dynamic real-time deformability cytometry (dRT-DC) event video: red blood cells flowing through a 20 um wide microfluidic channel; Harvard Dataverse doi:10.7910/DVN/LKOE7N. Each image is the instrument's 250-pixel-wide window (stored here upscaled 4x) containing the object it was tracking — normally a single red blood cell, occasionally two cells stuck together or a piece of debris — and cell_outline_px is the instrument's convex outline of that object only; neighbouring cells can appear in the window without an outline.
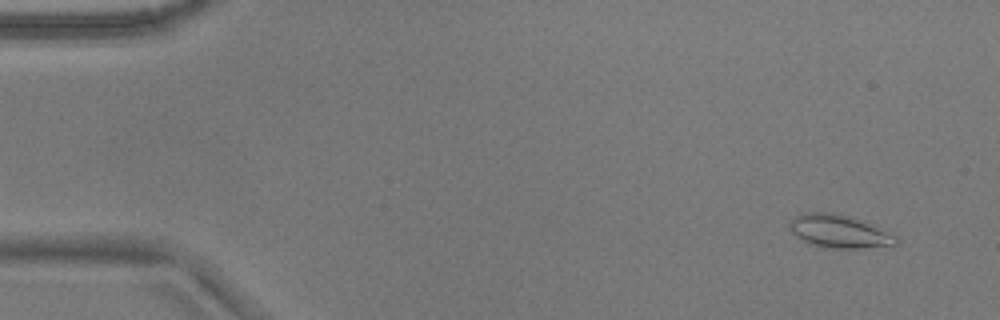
{"species": "common noctule bat (a hibernating species)", "species_latin": "Nyctalus noctula", "temperature_condition": "warm", "stored_images_in_passage": 54, "camera_frame_rate_fps": 3000, "um_per_image_px": 0.085, "animal": {"sex": "male", "body_mass_g": 17.9}, "frame": {"image": 1, "passage_image": 4, "time_ms": 1.0, "image_size_px": [1000, 320], "cell_outline_px": [[900, 244], [860, 248], [820, 248], [808, 244], [796, 236], [788, 228], [788, 224], [800, 212], [836, 212], [864, 220], [896, 236], [900, 240]], "centroid_in_image_um": [71.31, 19.66], "position_along_channel_um": 13.7, "area_um2": 20.98}}
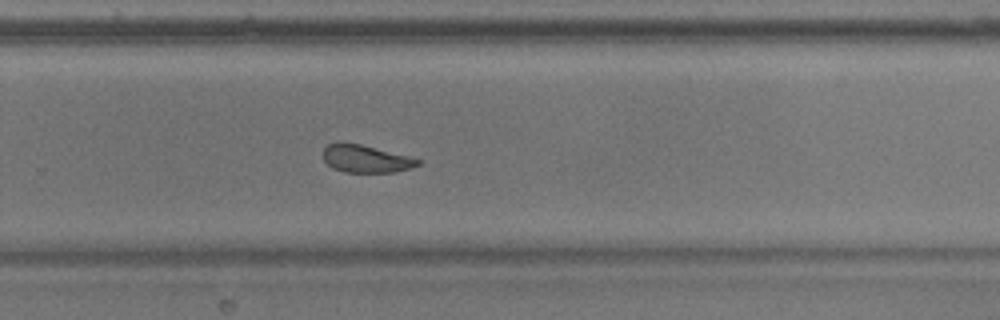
{"frame": {"image": 2, "passage_image": 36, "time_ms": 11.667, "image_size_px": [1000, 320], "cell_outline_px": [[420, 164], [412, 168], [392, 172], [344, 172], [332, 168], [324, 160], [324, 148], [328, 144], [340, 140], [360, 144], [412, 156], [420, 160]], "centroid_in_image_um": [31.09, 13.47], "position_along_channel_um": 298.7, "area_um2": 15.49}}
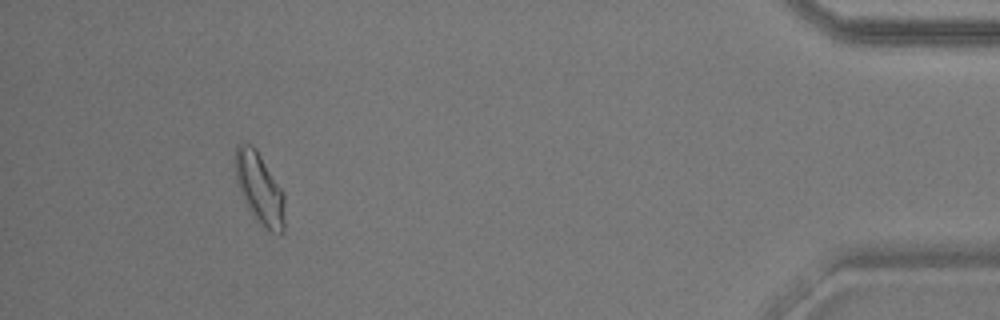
{"frame": {"image": 3, "passage_image": 50, "time_ms": 16.333, "image_size_px": [1000, 320], "cell_outline_px": [[284, 232], [272, 232], [264, 228], [256, 220], [248, 208], [240, 192], [236, 180], [236, 144], [252, 144], [256, 148], [284, 192]], "centroid_in_image_um": [22.08, 16.03], "position_along_channel_um": 413.1, "area_um2": 20.4}, "authors_computed_cell_mechanics": {"area_um2": 17.629, "velocity_mm_per_s": 3.7624, "shape_relaxation_time_tau1_ms": null, "shape_relaxation_time_tau2_ms": 2.8412, "deformation_change_tau1": null, "deformation_change_tau2": 0.0998}}